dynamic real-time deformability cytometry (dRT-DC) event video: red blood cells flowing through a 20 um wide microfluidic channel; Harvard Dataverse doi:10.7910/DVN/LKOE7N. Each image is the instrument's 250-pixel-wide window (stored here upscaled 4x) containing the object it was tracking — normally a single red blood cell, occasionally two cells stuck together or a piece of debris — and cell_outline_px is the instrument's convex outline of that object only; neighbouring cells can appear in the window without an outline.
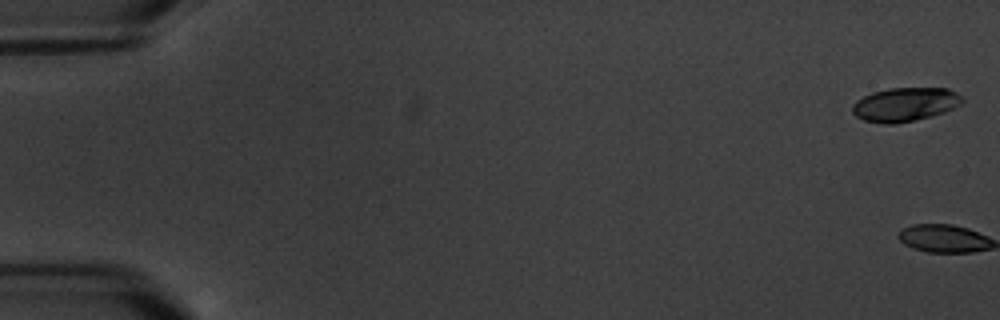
{"species": "common noctule bat (a hibernating species)", "species_latin": "Nyctalus noctula", "temperature_condition": "warm", "stored_images_in_passage": 6, "camera_frame_rate_fps": 3000, "um_per_image_px": 0.085, "animal": {"sex": "male", "body_mass_g": 20.1, "forearm_length_mm": 53.5}, "frame": {"image": 1, "passage_image": 1, "time_ms": 0.0, "image_size_px": [1000, 320], "cell_outline_px": [[964, 100], [960, 104], [944, 112], [932, 116], [892, 124], [884, 124], [864, 120], [856, 116], [852, 112], [852, 104], [856, 100], [872, 92], [888, 88], [948, 88], [964, 96]], "centroid_in_image_um": [76.93, 8.86], "position_along_channel_um": 8.1, "area_um2": 21.68}}